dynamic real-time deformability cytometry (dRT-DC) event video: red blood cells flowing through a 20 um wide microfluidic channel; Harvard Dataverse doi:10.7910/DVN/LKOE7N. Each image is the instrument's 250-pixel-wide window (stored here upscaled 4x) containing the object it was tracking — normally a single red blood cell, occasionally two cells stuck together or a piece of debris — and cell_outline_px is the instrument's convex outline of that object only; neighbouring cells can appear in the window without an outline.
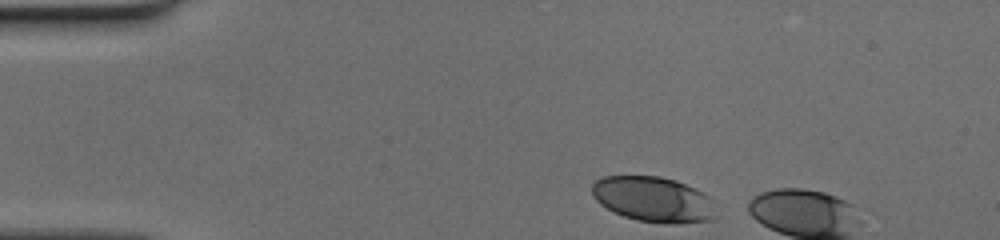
{"species": "human", "species_latin": "Homo sapiens", "temperature_condition": "cold", "stored_images_in_passage": 4, "camera_frame_rate_fps": 3000, "um_per_image_px": 0.085, "donor": {"sex": "female"}, "frame": {"image": 1, "passage_image": 1, "time_ms": 0.0, "image_size_px": [1000, 240], "cell_outline_px": [[716, 200], [712, 220], [672, 224], [664, 224], [636, 220], [612, 212], [600, 204], [592, 196], [592, 184], [596, 180], [604, 176], [660, 176], [676, 180], [696, 188], [712, 196]], "centroid_in_image_um": [55.56, 16.94], "position_along_channel_um": 29.4, "area_um2": 33.29}}